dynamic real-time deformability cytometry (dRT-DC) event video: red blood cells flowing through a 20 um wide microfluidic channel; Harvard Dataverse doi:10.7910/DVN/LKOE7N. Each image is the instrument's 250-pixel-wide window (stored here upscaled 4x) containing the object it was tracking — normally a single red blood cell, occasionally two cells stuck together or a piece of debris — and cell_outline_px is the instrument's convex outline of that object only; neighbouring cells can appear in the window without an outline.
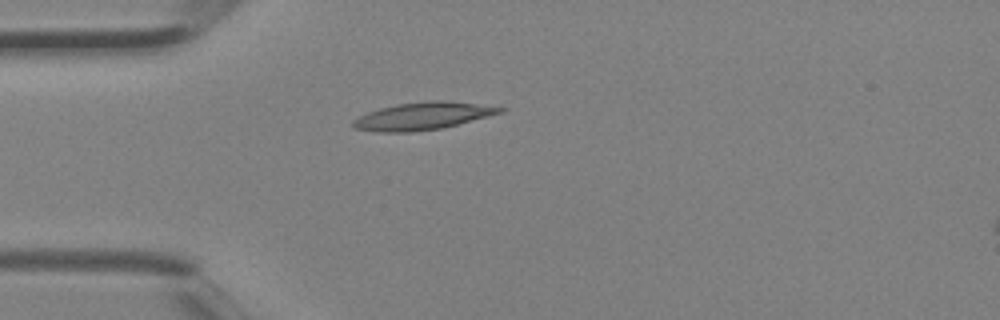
{"species": "Egyptian fruit bat (a non-hibernating species)", "species_latin": "Rousettus aegyptiacus", "temperature_condition": "room temperature", "stored_images_in_passage": 4, "camera_frame_rate_fps": 3000, "um_per_image_px": 0.085, "animal": {"sex": "female"}, "frame": {"image": 1, "passage_image": 4, "time_ms": 1.0, "image_size_px": [1000, 320], "cell_outline_px": [[508, 108], [504, 112], [444, 128], [412, 132], [376, 132], [352, 128], [352, 120], [368, 112], [380, 108], [396, 104], [428, 100], [448, 100]], "centroid_in_image_um": [35.94, 9.86], "position_along_channel_um": 49.1, "area_um2": 23.81}}